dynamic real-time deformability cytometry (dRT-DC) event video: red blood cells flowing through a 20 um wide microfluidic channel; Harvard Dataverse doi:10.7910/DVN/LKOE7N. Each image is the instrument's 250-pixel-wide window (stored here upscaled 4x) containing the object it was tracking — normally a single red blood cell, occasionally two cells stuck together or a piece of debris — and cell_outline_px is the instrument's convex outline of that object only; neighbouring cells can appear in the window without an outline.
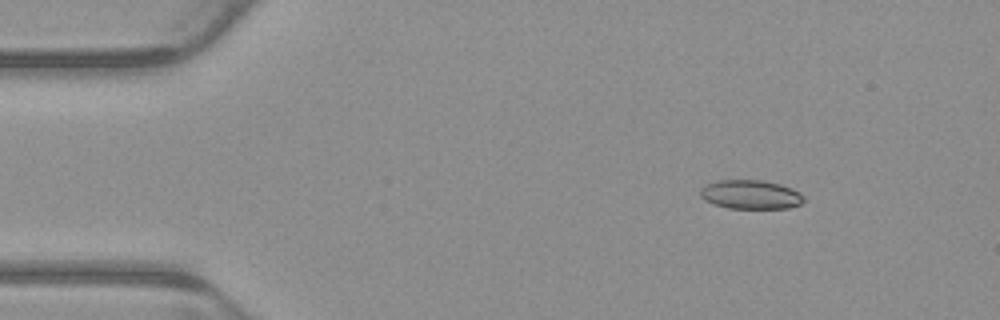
{"species": "common noctule bat (a hibernating species)", "species_latin": "Nyctalus noctula", "temperature_condition": "warm", "stored_images_in_passage": 4, "camera_frame_rate_fps": 3000, "um_per_image_px": 0.085, "animal": {"sex": "male", "body_mass_g": 23.1, "forearm_length_mm": 52.7}, "frame": {"image": 1, "passage_image": 1, "time_ms": 0.0, "image_size_px": [1000, 320], "cell_outline_px": [[804, 200], [800, 204], [788, 208], [728, 208], [704, 200], [700, 196], [700, 192], [708, 184], [720, 180], [760, 180], [780, 184], [792, 188], [800, 192], [804, 196]], "centroid_in_image_um": [63.85, 16.54], "position_along_channel_um": 21.2, "area_um2": 17.28}}
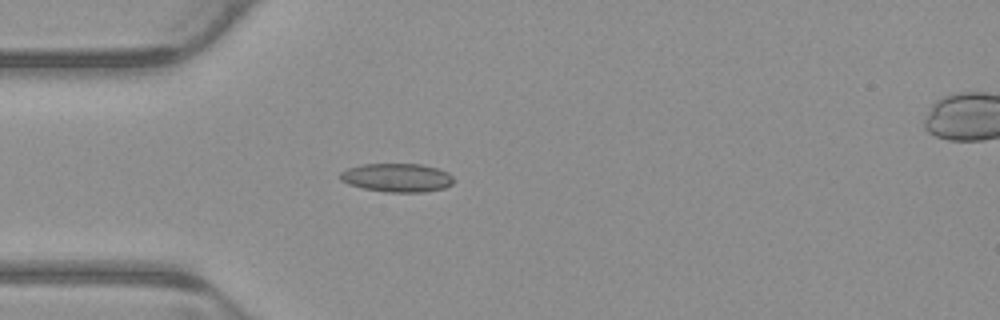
{"frame": {"image": 2, "passage_image": 3, "time_ms": 0.667, "image_size_px": [1000, 320], "cell_outline_px": [[452, 184], [444, 188], [424, 192], [388, 192], [364, 188], [348, 184], [340, 180], [340, 172], [348, 168], [364, 164], [420, 164], [436, 168], [448, 172], [452, 176]], "centroid_in_image_um": [33.74, 15.1], "position_along_channel_um": 51.3, "area_um2": 18.79}}